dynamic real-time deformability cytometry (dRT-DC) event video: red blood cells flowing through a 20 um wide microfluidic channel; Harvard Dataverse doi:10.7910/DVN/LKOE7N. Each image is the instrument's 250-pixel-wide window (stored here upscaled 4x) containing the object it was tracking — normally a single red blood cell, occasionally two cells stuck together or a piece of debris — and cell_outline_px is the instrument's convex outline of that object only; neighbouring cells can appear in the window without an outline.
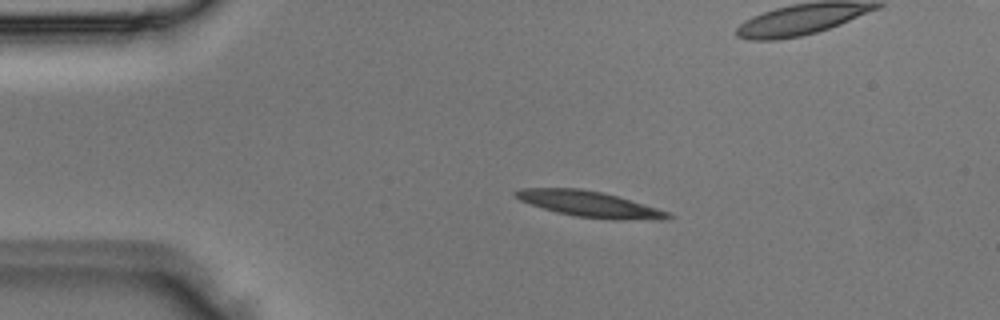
{"species": "Egyptian fruit bat (a non-hibernating species)", "species_latin": "Rousettus aegyptiacus", "temperature_condition": "room temperature", "stored_images_in_passage": 3, "camera_frame_rate_fps": 3000, "um_per_image_px": 0.085, "animal": {"sex": "male"}, "frame": {"image": 1, "passage_image": 1, "time_ms": 0.0, "image_size_px": [1000, 320], "cell_outline_px": [[672, 216], [668, 220], [612, 220], [576, 216], [556, 212], [520, 200], [512, 196], [512, 192], [520, 188], [580, 188], [604, 192], [656, 208], [668, 212]], "centroid_in_image_um": [50.1, 17.35], "position_along_channel_um": 34.9, "area_um2": 23.0}}